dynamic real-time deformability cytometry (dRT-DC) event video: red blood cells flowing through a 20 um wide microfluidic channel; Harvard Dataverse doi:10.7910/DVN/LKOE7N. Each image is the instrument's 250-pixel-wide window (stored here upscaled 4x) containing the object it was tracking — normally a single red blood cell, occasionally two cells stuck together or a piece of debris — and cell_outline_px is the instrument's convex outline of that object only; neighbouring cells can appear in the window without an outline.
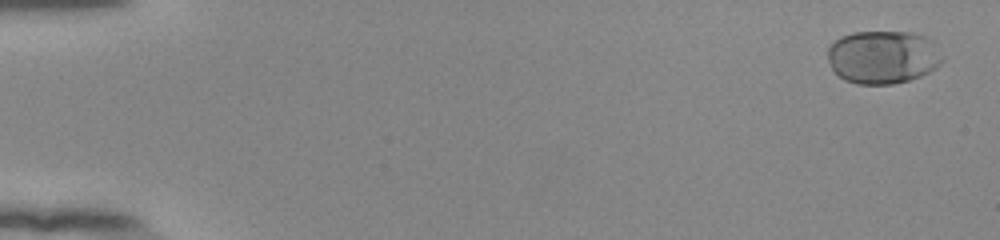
{"species": "human", "species_latin": "Homo sapiens", "temperature_condition": "room temperature", "stored_images_in_passage": 55, "camera_frame_rate_fps": 3000, "um_per_image_px": 0.085, "donor": {"sex": "female"}, "frame": {"image": 1, "passage_image": 3, "time_ms": 0.667, "image_size_px": [1000, 240], "cell_outline_px": [[944, 60], [936, 68], [920, 76], [908, 80], [892, 84], [856, 84], [844, 80], [832, 68], [828, 60], [828, 48], [840, 36], [852, 32], [912, 32], [928, 36], [932, 40], [944, 56]], "centroid_in_image_um": [75.08, 4.84], "position_along_channel_um": 9.9, "area_um2": 35.84}}
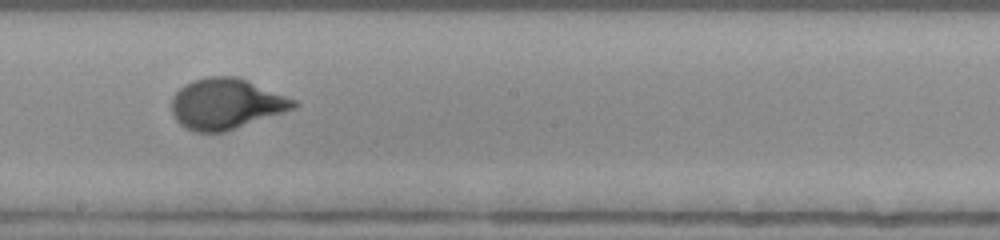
{"frame": {"image": 2, "passage_image": 33, "time_ms": 10.667, "image_size_px": [1000, 240], "cell_outline_px": [[300, 104], [296, 108], [224, 132], [196, 132], [180, 124], [176, 120], [172, 112], [172, 96], [184, 84], [192, 80], [208, 76], [236, 76], [248, 80], [296, 100]], "centroid_in_image_um": [19.22, 8.81], "position_along_channel_um": 229.0, "area_um2": 36.01}}
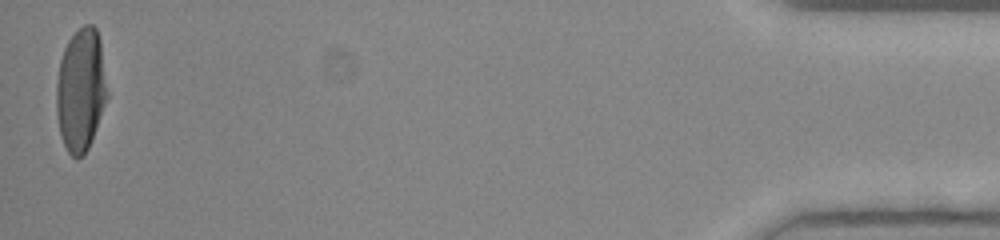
{"frame": {"image": 3, "passage_image": 55, "time_ms": 18.0, "image_size_px": [1000, 240], "cell_outline_px": [[108, 96], [92, 140], [88, 148], [76, 160], [68, 152], [64, 144], [60, 132], [56, 112], [56, 84], [60, 60], [64, 48], [68, 40], [84, 24], [92, 24], [96, 28], [100, 40]], "centroid_in_image_um": [6.86, 7.64], "position_along_channel_um": 428.3, "area_um2": 36.3}, "authors_computed_cell_mechanics": {"area_um2": 35.258, "velocity_mm_per_s": 3.8602, "shape_relaxation_time_tau1_ms": 2.9699, "shape_relaxation_time_tau2_ms": null, "deformation_change_tau1": 0.1655, "deformation_change_tau2": null}}